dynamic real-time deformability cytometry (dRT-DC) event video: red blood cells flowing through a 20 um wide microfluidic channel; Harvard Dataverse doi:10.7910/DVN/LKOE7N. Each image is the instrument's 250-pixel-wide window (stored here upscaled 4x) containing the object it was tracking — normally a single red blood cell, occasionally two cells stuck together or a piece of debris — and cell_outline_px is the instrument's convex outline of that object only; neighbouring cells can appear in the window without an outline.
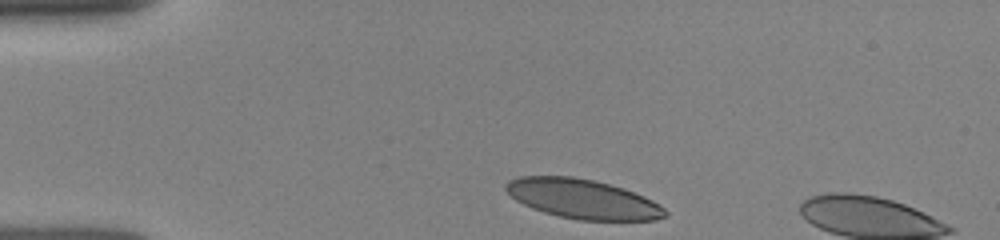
{"species": "human", "species_latin": "Homo sapiens", "temperature_condition": "room temperature", "stored_images_in_passage": 5, "camera_frame_rate_fps": 3000, "um_per_image_px": 0.085, "donor": {"sex": "female"}, "frame": {"image": 1, "passage_image": 1, "time_ms": 0.0, "image_size_px": [1000, 240], "cell_outline_px": [[668, 216], [656, 220], [580, 220], [560, 216], [544, 212], [532, 208], [516, 200], [504, 188], [504, 184], [508, 180], [520, 176], [572, 176], [592, 180], [624, 188], [644, 196], [652, 200], [664, 208], [668, 212]], "centroid_in_image_um": [49.53, 16.91], "position_along_channel_um": 35.5, "area_um2": 36.53}}